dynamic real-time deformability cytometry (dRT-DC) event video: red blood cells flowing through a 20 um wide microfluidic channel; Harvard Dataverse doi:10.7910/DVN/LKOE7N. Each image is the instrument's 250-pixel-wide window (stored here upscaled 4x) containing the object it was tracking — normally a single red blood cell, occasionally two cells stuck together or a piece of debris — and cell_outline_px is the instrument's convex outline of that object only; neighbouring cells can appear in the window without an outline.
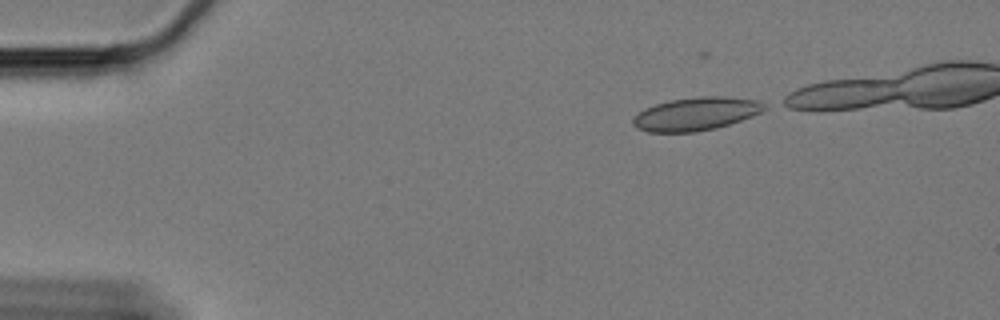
{"species": "Egyptian fruit bat (a non-hibernating species)", "species_latin": "Rousettus aegyptiacus", "temperature_condition": "cold", "stored_images_in_passage": 38, "camera_frame_rate_fps": 3000, "um_per_image_px": 0.085, "animal": {"sex": "female"}, "frame": {"image": 1, "passage_image": 2, "time_ms": 0.333, "image_size_px": [1000, 320], "cell_outline_px": [[768, 104], [760, 112], [752, 116], [716, 128], [696, 132], [648, 132], [636, 128], [632, 124], [632, 120], [644, 108], [656, 104], [672, 100], [696, 96], [724, 96], [760, 100]], "centroid_in_image_um": [59.17, 9.67], "position_along_channel_um": 25.8, "area_um2": 25.37}}
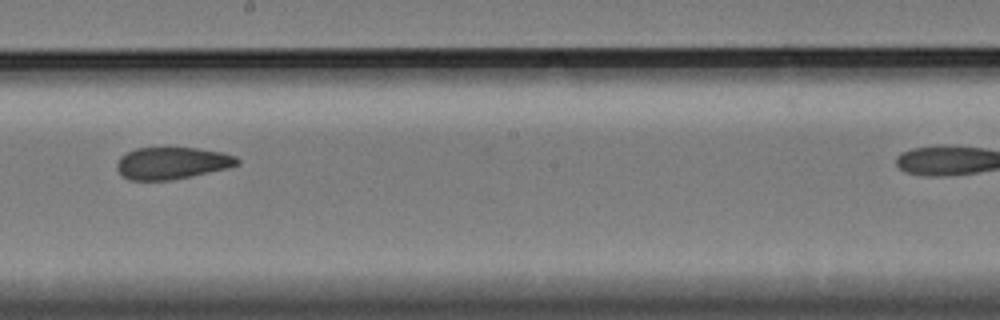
{"frame": {"image": 2, "passage_image": 27, "time_ms": 8.667, "image_size_px": [1000, 320], "cell_outline_px": [[240, 164], [228, 168], [192, 176], [168, 180], [128, 180], [116, 168], [116, 164], [120, 156], [136, 148], [196, 148], [224, 152], [236, 156], [240, 160]], "centroid_in_image_um": [14.65, 13.86], "position_along_channel_um": 233.6, "area_um2": 22.48}}
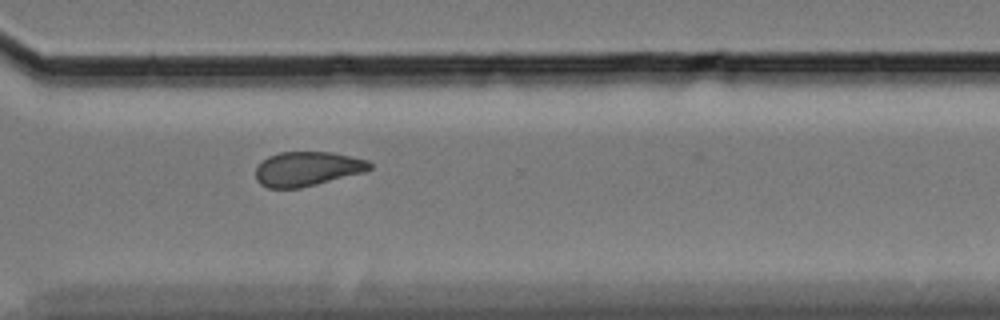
{"frame": {"image": 3, "passage_image": 37, "time_ms": 12.0, "image_size_px": [1000, 320], "cell_outline_px": [[372, 168], [364, 172], [300, 188], [268, 188], [260, 184], [256, 180], [256, 168], [268, 156], [280, 152], [332, 152], [368, 160], [372, 164]], "centroid_in_image_um": [26.12, 14.35], "position_along_channel_um": 344.5, "area_um2": 22.77}}